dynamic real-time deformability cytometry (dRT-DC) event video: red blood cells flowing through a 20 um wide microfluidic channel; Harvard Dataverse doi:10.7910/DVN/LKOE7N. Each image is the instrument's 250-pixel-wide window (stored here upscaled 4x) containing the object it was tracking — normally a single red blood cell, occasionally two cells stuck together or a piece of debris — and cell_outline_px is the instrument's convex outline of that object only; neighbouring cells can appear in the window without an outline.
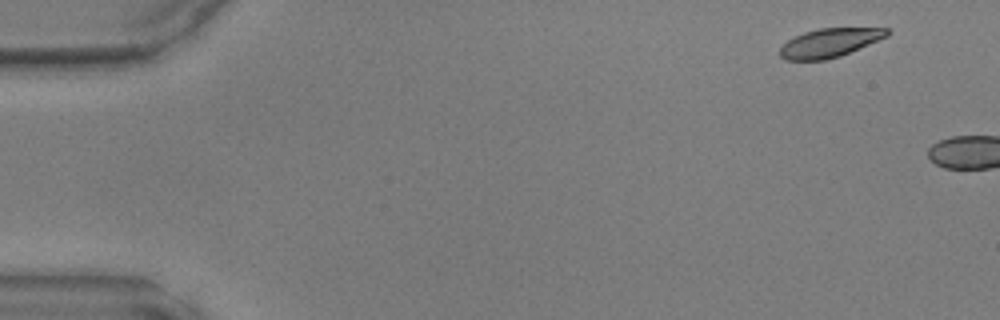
{"species": "common noctule bat (a hibernating species)", "species_latin": "Nyctalus noctula", "temperature_condition": "warm", "stored_images_in_passage": 5, "camera_frame_rate_fps": 3000, "um_per_image_px": 0.085, "animal": {"sex": "male", "body_mass_g": 17.9, "forearm_length_mm": 54.2}, "frame": {"image": 1, "passage_image": 3, "time_ms": 0.667, "image_size_px": [1000, 320], "cell_outline_px": [[888, 36], [840, 56], [824, 60], [784, 60], [780, 56], [780, 48], [788, 40], [804, 32], [820, 28], [888, 28]], "centroid_in_image_um": [70.5, 3.64], "position_along_channel_um": 14.5, "area_um2": 17.74}}